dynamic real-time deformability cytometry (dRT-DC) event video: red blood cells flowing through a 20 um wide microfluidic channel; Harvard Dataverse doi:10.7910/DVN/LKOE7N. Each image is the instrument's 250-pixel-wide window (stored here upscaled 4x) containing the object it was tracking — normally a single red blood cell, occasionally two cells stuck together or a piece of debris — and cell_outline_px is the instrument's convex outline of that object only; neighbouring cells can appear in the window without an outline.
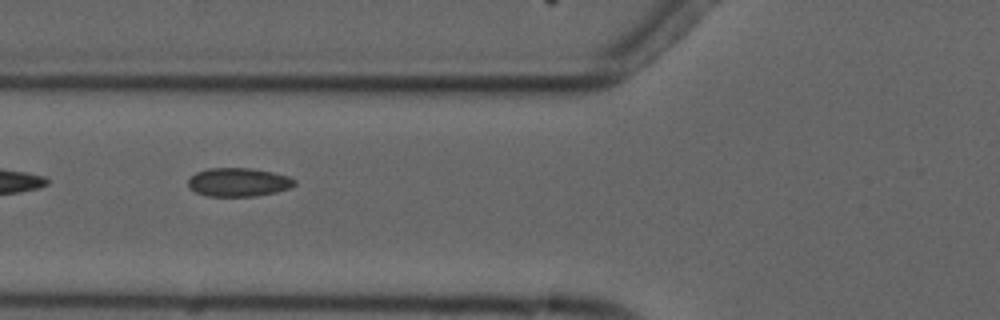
{"species": "common noctule bat (a hibernating species)", "species_latin": "Nyctalus noctula", "temperature_condition": "cold", "stored_images_in_passage": 4, "camera_frame_rate_fps": 3000, "um_per_image_px": 0.085, "animal": {"sex": "male", "forearm_length_mm": 52.5}, "frame": {"image": 1, "passage_image": 3, "time_ms": 3.0, "image_size_px": [1000, 320], "cell_outline_px": [[296, 184], [288, 188], [276, 192], [256, 196], [208, 196], [196, 192], [188, 184], [188, 180], [196, 172], [208, 168], [248, 168], [272, 172], [288, 176], [296, 180]], "centroid_in_image_um": [20.28, 15.48], "position_along_channel_um": 105.5, "area_um2": 17.57}}
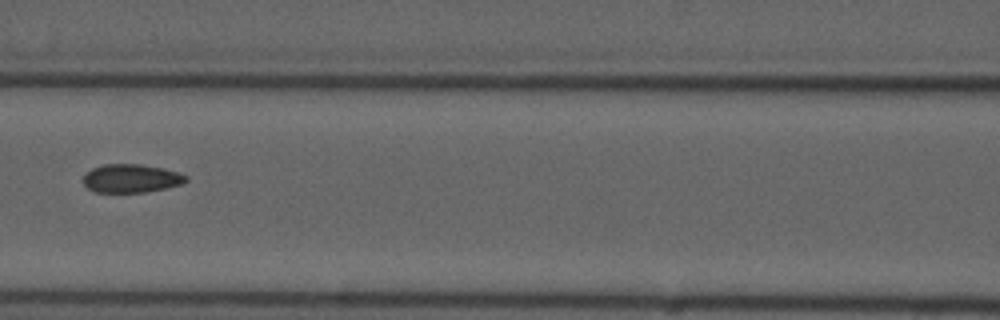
{"frame": {"image": 2, "passage_image": 4, "time_ms": 4.333, "image_size_px": [1000, 320], "cell_outline_px": [[188, 180], [180, 184], [164, 188], [144, 192], [96, 192], [88, 188], [84, 184], [84, 176], [92, 168], [104, 164], [140, 164], [164, 168], [188, 176]], "centroid_in_image_um": [11.15, 15.15], "position_along_channel_um": 155.5, "area_um2": 16.82}}